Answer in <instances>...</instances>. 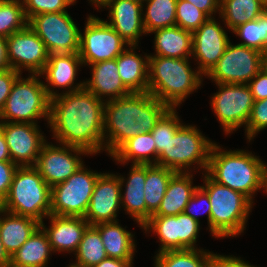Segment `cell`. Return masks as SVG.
Masks as SVG:
<instances>
[{
	"mask_svg": "<svg viewBox=\"0 0 267 267\" xmlns=\"http://www.w3.org/2000/svg\"><path fill=\"white\" fill-rule=\"evenodd\" d=\"M132 165L130 177L126 183L125 195L123 196L121 192V204L123 203L127 213L134 217L142 227L146 223V203L144 194L146 165Z\"/></svg>",
	"mask_w": 267,
	"mask_h": 267,
	"instance_id": "4316f807",
	"label": "cell"
},
{
	"mask_svg": "<svg viewBox=\"0 0 267 267\" xmlns=\"http://www.w3.org/2000/svg\"><path fill=\"white\" fill-rule=\"evenodd\" d=\"M174 108H169L156 122L155 127L152 129L151 133L156 146V157L154 163H157L158 156L166 148L167 143L170 138H173L177 129L182 125L177 117Z\"/></svg>",
	"mask_w": 267,
	"mask_h": 267,
	"instance_id": "f35d334b",
	"label": "cell"
},
{
	"mask_svg": "<svg viewBox=\"0 0 267 267\" xmlns=\"http://www.w3.org/2000/svg\"><path fill=\"white\" fill-rule=\"evenodd\" d=\"M196 249L170 250L158 253L156 267H214V254Z\"/></svg>",
	"mask_w": 267,
	"mask_h": 267,
	"instance_id": "836d02e7",
	"label": "cell"
},
{
	"mask_svg": "<svg viewBox=\"0 0 267 267\" xmlns=\"http://www.w3.org/2000/svg\"><path fill=\"white\" fill-rule=\"evenodd\" d=\"M83 64L78 52L71 54H49L48 61L42 71L47 82L56 87H71L75 80L77 67Z\"/></svg>",
	"mask_w": 267,
	"mask_h": 267,
	"instance_id": "f546056e",
	"label": "cell"
},
{
	"mask_svg": "<svg viewBox=\"0 0 267 267\" xmlns=\"http://www.w3.org/2000/svg\"><path fill=\"white\" fill-rule=\"evenodd\" d=\"M220 91L213 96L212 107L226 134L247 124L254 97L247 84L218 83Z\"/></svg>",
	"mask_w": 267,
	"mask_h": 267,
	"instance_id": "4fadbf2b",
	"label": "cell"
},
{
	"mask_svg": "<svg viewBox=\"0 0 267 267\" xmlns=\"http://www.w3.org/2000/svg\"><path fill=\"white\" fill-rule=\"evenodd\" d=\"M52 251L47 233L40 226L11 257L14 267H46Z\"/></svg>",
	"mask_w": 267,
	"mask_h": 267,
	"instance_id": "83f0119b",
	"label": "cell"
},
{
	"mask_svg": "<svg viewBox=\"0 0 267 267\" xmlns=\"http://www.w3.org/2000/svg\"><path fill=\"white\" fill-rule=\"evenodd\" d=\"M91 1L97 4L98 6H105L109 2V0H91Z\"/></svg>",
	"mask_w": 267,
	"mask_h": 267,
	"instance_id": "11a10c76",
	"label": "cell"
},
{
	"mask_svg": "<svg viewBox=\"0 0 267 267\" xmlns=\"http://www.w3.org/2000/svg\"><path fill=\"white\" fill-rule=\"evenodd\" d=\"M56 95L35 75L26 80L19 76L13 83L8 99L0 111V119H14L15 121L11 122L36 124L33 120L44 116L49 122L51 99Z\"/></svg>",
	"mask_w": 267,
	"mask_h": 267,
	"instance_id": "52a82bcc",
	"label": "cell"
},
{
	"mask_svg": "<svg viewBox=\"0 0 267 267\" xmlns=\"http://www.w3.org/2000/svg\"><path fill=\"white\" fill-rule=\"evenodd\" d=\"M70 267H86V266L75 263V264L70 265Z\"/></svg>",
	"mask_w": 267,
	"mask_h": 267,
	"instance_id": "6f0895ef",
	"label": "cell"
},
{
	"mask_svg": "<svg viewBox=\"0 0 267 267\" xmlns=\"http://www.w3.org/2000/svg\"><path fill=\"white\" fill-rule=\"evenodd\" d=\"M188 58L149 56L148 89L152 96L174 108L201 84V72L191 70ZM200 75V76H199Z\"/></svg>",
	"mask_w": 267,
	"mask_h": 267,
	"instance_id": "277c9868",
	"label": "cell"
},
{
	"mask_svg": "<svg viewBox=\"0 0 267 267\" xmlns=\"http://www.w3.org/2000/svg\"><path fill=\"white\" fill-rule=\"evenodd\" d=\"M132 261L107 257L93 267H132Z\"/></svg>",
	"mask_w": 267,
	"mask_h": 267,
	"instance_id": "f907efd6",
	"label": "cell"
},
{
	"mask_svg": "<svg viewBox=\"0 0 267 267\" xmlns=\"http://www.w3.org/2000/svg\"><path fill=\"white\" fill-rule=\"evenodd\" d=\"M150 154L156 156V146L151 132L139 133L124 142L111 156L125 163L133 159V164H152Z\"/></svg>",
	"mask_w": 267,
	"mask_h": 267,
	"instance_id": "1f68e13d",
	"label": "cell"
},
{
	"mask_svg": "<svg viewBox=\"0 0 267 267\" xmlns=\"http://www.w3.org/2000/svg\"><path fill=\"white\" fill-rule=\"evenodd\" d=\"M209 17L196 6L185 0H177L176 26L189 31H196Z\"/></svg>",
	"mask_w": 267,
	"mask_h": 267,
	"instance_id": "ab89813d",
	"label": "cell"
},
{
	"mask_svg": "<svg viewBox=\"0 0 267 267\" xmlns=\"http://www.w3.org/2000/svg\"><path fill=\"white\" fill-rule=\"evenodd\" d=\"M123 182V177L100 173L84 216L90 226L116 221L114 219L121 204Z\"/></svg>",
	"mask_w": 267,
	"mask_h": 267,
	"instance_id": "e0dca14e",
	"label": "cell"
},
{
	"mask_svg": "<svg viewBox=\"0 0 267 267\" xmlns=\"http://www.w3.org/2000/svg\"><path fill=\"white\" fill-rule=\"evenodd\" d=\"M259 1L267 9V0H259Z\"/></svg>",
	"mask_w": 267,
	"mask_h": 267,
	"instance_id": "9f6ffc18",
	"label": "cell"
},
{
	"mask_svg": "<svg viewBox=\"0 0 267 267\" xmlns=\"http://www.w3.org/2000/svg\"><path fill=\"white\" fill-rule=\"evenodd\" d=\"M80 32L79 55L84 64L113 60L125 49L128 43L105 21L89 16L84 29Z\"/></svg>",
	"mask_w": 267,
	"mask_h": 267,
	"instance_id": "7c38bea8",
	"label": "cell"
},
{
	"mask_svg": "<svg viewBox=\"0 0 267 267\" xmlns=\"http://www.w3.org/2000/svg\"><path fill=\"white\" fill-rule=\"evenodd\" d=\"M205 186H200L209 196L211 204V232L213 236H236L245 228L252 201L241 192L221 185L208 174Z\"/></svg>",
	"mask_w": 267,
	"mask_h": 267,
	"instance_id": "8992f818",
	"label": "cell"
},
{
	"mask_svg": "<svg viewBox=\"0 0 267 267\" xmlns=\"http://www.w3.org/2000/svg\"><path fill=\"white\" fill-rule=\"evenodd\" d=\"M261 62V51L229 42L224 54L206 75L216 84H248L261 71Z\"/></svg>",
	"mask_w": 267,
	"mask_h": 267,
	"instance_id": "8fae6325",
	"label": "cell"
},
{
	"mask_svg": "<svg viewBox=\"0 0 267 267\" xmlns=\"http://www.w3.org/2000/svg\"><path fill=\"white\" fill-rule=\"evenodd\" d=\"M246 127L249 141L257 132L267 127V98L254 101Z\"/></svg>",
	"mask_w": 267,
	"mask_h": 267,
	"instance_id": "b9f144b4",
	"label": "cell"
},
{
	"mask_svg": "<svg viewBox=\"0 0 267 267\" xmlns=\"http://www.w3.org/2000/svg\"><path fill=\"white\" fill-rule=\"evenodd\" d=\"M28 25L44 42L49 54L79 51L80 30L67 11L35 15Z\"/></svg>",
	"mask_w": 267,
	"mask_h": 267,
	"instance_id": "30bf717a",
	"label": "cell"
},
{
	"mask_svg": "<svg viewBox=\"0 0 267 267\" xmlns=\"http://www.w3.org/2000/svg\"><path fill=\"white\" fill-rule=\"evenodd\" d=\"M247 85L254 100H264L267 98V73L262 69Z\"/></svg>",
	"mask_w": 267,
	"mask_h": 267,
	"instance_id": "bcb514c9",
	"label": "cell"
},
{
	"mask_svg": "<svg viewBox=\"0 0 267 267\" xmlns=\"http://www.w3.org/2000/svg\"><path fill=\"white\" fill-rule=\"evenodd\" d=\"M110 7V23L106 21L130 47L137 45L143 26L142 2L139 0H109L104 7Z\"/></svg>",
	"mask_w": 267,
	"mask_h": 267,
	"instance_id": "ffe728a7",
	"label": "cell"
},
{
	"mask_svg": "<svg viewBox=\"0 0 267 267\" xmlns=\"http://www.w3.org/2000/svg\"><path fill=\"white\" fill-rule=\"evenodd\" d=\"M203 11L208 17H212L213 12L220 10V0H185ZM217 9V10H216Z\"/></svg>",
	"mask_w": 267,
	"mask_h": 267,
	"instance_id": "c3c4849f",
	"label": "cell"
},
{
	"mask_svg": "<svg viewBox=\"0 0 267 267\" xmlns=\"http://www.w3.org/2000/svg\"><path fill=\"white\" fill-rule=\"evenodd\" d=\"M18 166L12 161H0V204L7 197Z\"/></svg>",
	"mask_w": 267,
	"mask_h": 267,
	"instance_id": "7bdbcfd3",
	"label": "cell"
},
{
	"mask_svg": "<svg viewBox=\"0 0 267 267\" xmlns=\"http://www.w3.org/2000/svg\"><path fill=\"white\" fill-rule=\"evenodd\" d=\"M11 69L8 61L7 41L5 37L0 36V71Z\"/></svg>",
	"mask_w": 267,
	"mask_h": 267,
	"instance_id": "681fc988",
	"label": "cell"
},
{
	"mask_svg": "<svg viewBox=\"0 0 267 267\" xmlns=\"http://www.w3.org/2000/svg\"><path fill=\"white\" fill-rule=\"evenodd\" d=\"M3 212L0 208V214ZM40 226L34 218L10 212L6 218H0V236L8 255L12 257Z\"/></svg>",
	"mask_w": 267,
	"mask_h": 267,
	"instance_id": "603a6c76",
	"label": "cell"
},
{
	"mask_svg": "<svg viewBox=\"0 0 267 267\" xmlns=\"http://www.w3.org/2000/svg\"><path fill=\"white\" fill-rule=\"evenodd\" d=\"M99 175L82 165L66 181L52 186L50 214L84 218Z\"/></svg>",
	"mask_w": 267,
	"mask_h": 267,
	"instance_id": "9c48e42d",
	"label": "cell"
},
{
	"mask_svg": "<svg viewBox=\"0 0 267 267\" xmlns=\"http://www.w3.org/2000/svg\"><path fill=\"white\" fill-rule=\"evenodd\" d=\"M147 12L143 18L146 33L176 26L177 0H146Z\"/></svg>",
	"mask_w": 267,
	"mask_h": 267,
	"instance_id": "e575fe53",
	"label": "cell"
},
{
	"mask_svg": "<svg viewBox=\"0 0 267 267\" xmlns=\"http://www.w3.org/2000/svg\"><path fill=\"white\" fill-rule=\"evenodd\" d=\"M51 187L34 166H18L7 197L0 204L4 213L28 216L42 222L50 215Z\"/></svg>",
	"mask_w": 267,
	"mask_h": 267,
	"instance_id": "5b68a950",
	"label": "cell"
},
{
	"mask_svg": "<svg viewBox=\"0 0 267 267\" xmlns=\"http://www.w3.org/2000/svg\"><path fill=\"white\" fill-rule=\"evenodd\" d=\"M68 150H73L72 152L77 154H89L84 149L68 145L56 147L45 143L42 146L34 167L50 187L66 181L83 164L78 156L71 154Z\"/></svg>",
	"mask_w": 267,
	"mask_h": 267,
	"instance_id": "ac0fdd59",
	"label": "cell"
},
{
	"mask_svg": "<svg viewBox=\"0 0 267 267\" xmlns=\"http://www.w3.org/2000/svg\"><path fill=\"white\" fill-rule=\"evenodd\" d=\"M265 177H266V188H265V190L267 192V173H265Z\"/></svg>",
	"mask_w": 267,
	"mask_h": 267,
	"instance_id": "680465c9",
	"label": "cell"
},
{
	"mask_svg": "<svg viewBox=\"0 0 267 267\" xmlns=\"http://www.w3.org/2000/svg\"><path fill=\"white\" fill-rule=\"evenodd\" d=\"M228 43L225 31L209 17L192 33V54L200 61L198 71L206 75L224 54Z\"/></svg>",
	"mask_w": 267,
	"mask_h": 267,
	"instance_id": "d6986e66",
	"label": "cell"
},
{
	"mask_svg": "<svg viewBox=\"0 0 267 267\" xmlns=\"http://www.w3.org/2000/svg\"><path fill=\"white\" fill-rule=\"evenodd\" d=\"M153 32L156 34V56L184 59L192 55V32L179 26L161 28Z\"/></svg>",
	"mask_w": 267,
	"mask_h": 267,
	"instance_id": "d4e9b609",
	"label": "cell"
},
{
	"mask_svg": "<svg viewBox=\"0 0 267 267\" xmlns=\"http://www.w3.org/2000/svg\"><path fill=\"white\" fill-rule=\"evenodd\" d=\"M261 66H262V70L267 73V47L262 52Z\"/></svg>",
	"mask_w": 267,
	"mask_h": 267,
	"instance_id": "db71d44e",
	"label": "cell"
},
{
	"mask_svg": "<svg viewBox=\"0 0 267 267\" xmlns=\"http://www.w3.org/2000/svg\"><path fill=\"white\" fill-rule=\"evenodd\" d=\"M159 235L162 246L159 253L170 250L195 249L199 222L185 213L175 216H151L143 225Z\"/></svg>",
	"mask_w": 267,
	"mask_h": 267,
	"instance_id": "9a60e30c",
	"label": "cell"
},
{
	"mask_svg": "<svg viewBox=\"0 0 267 267\" xmlns=\"http://www.w3.org/2000/svg\"><path fill=\"white\" fill-rule=\"evenodd\" d=\"M20 75L19 72L13 69L0 71V111L8 99L13 83Z\"/></svg>",
	"mask_w": 267,
	"mask_h": 267,
	"instance_id": "ee69618b",
	"label": "cell"
},
{
	"mask_svg": "<svg viewBox=\"0 0 267 267\" xmlns=\"http://www.w3.org/2000/svg\"><path fill=\"white\" fill-rule=\"evenodd\" d=\"M176 172L156 164L146 165V222L158 210L171 177Z\"/></svg>",
	"mask_w": 267,
	"mask_h": 267,
	"instance_id": "4dcf8cb0",
	"label": "cell"
},
{
	"mask_svg": "<svg viewBox=\"0 0 267 267\" xmlns=\"http://www.w3.org/2000/svg\"><path fill=\"white\" fill-rule=\"evenodd\" d=\"M92 65V79L84 82V88L96 97L108 95L110 100L127 96L132 92L124 85L118 73L116 59L100 61Z\"/></svg>",
	"mask_w": 267,
	"mask_h": 267,
	"instance_id": "7402d4cb",
	"label": "cell"
},
{
	"mask_svg": "<svg viewBox=\"0 0 267 267\" xmlns=\"http://www.w3.org/2000/svg\"><path fill=\"white\" fill-rule=\"evenodd\" d=\"M133 53V50L125 49L118 57L116 64L118 73L124 85L131 92H147L149 61ZM146 60V61H145Z\"/></svg>",
	"mask_w": 267,
	"mask_h": 267,
	"instance_id": "484cf974",
	"label": "cell"
},
{
	"mask_svg": "<svg viewBox=\"0 0 267 267\" xmlns=\"http://www.w3.org/2000/svg\"><path fill=\"white\" fill-rule=\"evenodd\" d=\"M192 175L176 172L170 179L158 210L152 216H175L184 213L196 186L192 187Z\"/></svg>",
	"mask_w": 267,
	"mask_h": 267,
	"instance_id": "cb8c5ba5",
	"label": "cell"
},
{
	"mask_svg": "<svg viewBox=\"0 0 267 267\" xmlns=\"http://www.w3.org/2000/svg\"><path fill=\"white\" fill-rule=\"evenodd\" d=\"M27 25L23 1L0 0V36L7 38Z\"/></svg>",
	"mask_w": 267,
	"mask_h": 267,
	"instance_id": "8d00e7d4",
	"label": "cell"
},
{
	"mask_svg": "<svg viewBox=\"0 0 267 267\" xmlns=\"http://www.w3.org/2000/svg\"><path fill=\"white\" fill-rule=\"evenodd\" d=\"M0 128L5 136L12 162L22 167L35 166L42 146L46 143L37 124L1 121Z\"/></svg>",
	"mask_w": 267,
	"mask_h": 267,
	"instance_id": "2e32d148",
	"label": "cell"
},
{
	"mask_svg": "<svg viewBox=\"0 0 267 267\" xmlns=\"http://www.w3.org/2000/svg\"><path fill=\"white\" fill-rule=\"evenodd\" d=\"M214 267H254L240 260V258L214 254Z\"/></svg>",
	"mask_w": 267,
	"mask_h": 267,
	"instance_id": "7dc6e473",
	"label": "cell"
},
{
	"mask_svg": "<svg viewBox=\"0 0 267 267\" xmlns=\"http://www.w3.org/2000/svg\"><path fill=\"white\" fill-rule=\"evenodd\" d=\"M233 32L245 41L239 45L263 52L267 47V9L257 19L238 26Z\"/></svg>",
	"mask_w": 267,
	"mask_h": 267,
	"instance_id": "74e56055",
	"label": "cell"
},
{
	"mask_svg": "<svg viewBox=\"0 0 267 267\" xmlns=\"http://www.w3.org/2000/svg\"><path fill=\"white\" fill-rule=\"evenodd\" d=\"M76 0H23L27 20L42 13L65 12Z\"/></svg>",
	"mask_w": 267,
	"mask_h": 267,
	"instance_id": "60d3db41",
	"label": "cell"
},
{
	"mask_svg": "<svg viewBox=\"0 0 267 267\" xmlns=\"http://www.w3.org/2000/svg\"><path fill=\"white\" fill-rule=\"evenodd\" d=\"M8 61L11 69L21 72V67L40 76L49 58L44 42L27 25L24 29L12 33L6 38Z\"/></svg>",
	"mask_w": 267,
	"mask_h": 267,
	"instance_id": "5bb4252c",
	"label": "cell"
},
{
	"mask_svg": "<svg viewBox=\"0 0 267 267\" xmlns=\"http://www.w3.org/2000/svg\"><path fill=\"white\" fill-rule=\"evenodd\" d=\"M105 104L104 132H109L106 148L111 155L128 139L139 133L151 132L156 122L169 109L149 92H132L108 100Z\"/></svg>",
	"mask_w": 267,
	"mask_h": 267,
	"instance_id": "7a4b0ae2",
	"label": "cell"
},
{
	"mask_svg": "<svg viewBox=\"0 0 267 267\" xmlns=\"http://www.w3.org/2000/svg\"><path fill=\"white\" fill-rule=\"evenodd\" d=\"M51 226L45 229L43 221L41 227L47 233L52 251H77L84 231L89 223L83 217L49 215Z\"/></svg>",
	"mask_w": 267,
	"mask_h": 267,
	"instance_id": "44dd1931",
	"label": "cell"
},
{
	"mask_svg": "<svg viewBox=\"0 0 267 267\" xmlns=\"http://www.w3.org/2000/svg\"><path fill=\"white\" fill-rule=\"evenodd\" d=\"M212 146L213 143L203 137L197 128L181 125L158 156L156 165L184 172L182 167L185 169L197 163L207 170Z\"/></svg>",
	"mask_w": 267,
	"mask_h": 267,
	"instance_id": "ba28073f",
	"label": "cell"
},
{
	"mask_svg": "<svg viewBox=\"0 0 267 267\" xmlns=\"http://www.w3.org/2000/svg\"><path fill=\"white\" fill-rule=\"evenodd\" d=\"M100 233L108 257L132 261L135 244L133 235L118 225L117 221L94 226Z\"/></svg>",
	"mask_w": 267,
	"mask_h": 267,
	"instance_id": "f1b7e54d",
	"label": "cell"
},
{
	"mask_svg": "<svg viewBox=\"0 0 267 267\" xmlns=\"http://www.w3.org/2000/svg\"><path fill=\"white\" fill-rule=\"evenodd\" d=\"M213 144L207 174L217 183L241 192L252 201V194L266 188L265 164L243 150L220 151ZM219 150V152H218Z\"/></svg>",
	"mask_w": 267,
	"mask_h": 267,
	"instance_id": "3957f363",
	"label": "cell"
},
{
	"mask_svg": "<svg viewBox=\"0 0 267 267\" xmlns=\"http://www.w3.org/2000/svg\"><path fill=\"white\" fill-rule=\"evenodd\" d=\"M77 264L93 267L107 258V254L99 231L94 226H88L75 253Z\"/></svg>",
	"mask_w": 267,
	"mask_h": 267,
	"instance_id": "d590c367",
	"label": "cell"
},
{
	"mask_svg": "<svg viewBox=\"0 0 267 267\" xmlns=\"http://www.w3.org/2000/svg\"><path fill=\"white\" fill-rule=\"evenodd\" d=\"M0 161H12L5 136L0 128Z\"/></svg>",
	"mask_w": 267,
	"mask_h": 267,
	"instance_id": "816d5d0a",
	"label": "cell"
},
{
	"mask_svg": "<svg viewBox=\"0 0 267 267\" xmlns=\"http://www.w3.org/2000/svg\"><path fill=\"white\" fill-rule=\"evenodd\" d=\"M10 262H11V257L6 252L0 236V267H8L10 265Z\"/></svg>",
	"mask_w": 267,
	"mask_h": 267,
	"instance_id": "f5cc1de1",
	"label": "cell"
},
{
	"mask_svg": "<svg viewBox=\"0 0 267 267\" xmlns=\"http://www.w3.org/2000/svg\"><path fill=\"white\" fill-rule=\"evenodd\" d=\"M200 201H204L205 202V204H204V205H206V211L205 212H207L208 224H209V227H210V230H211V204H210V201H209L208 194L200 186H198L197 189L194 191L192 197L190 198L189 202L186 205L184 213L186 215H189L191 218H193L194 220L199 222L198 217L196 216V214H194L195 212H193L194 209H192V205L194 203H197V202H200Z\"/></svg>",
	"mask_w": 267,
	"mask_h": 267,
	"instance_id": "f6af8a7d",
	"label": "cell"
},
{
	"mask_svg": "<svg viewBox=\"0 0 267 267\" xmlns=\"http://www.w3.org/2000/svg\"><path fill=\"white\" fill-rule=\"evenodd\" d=\"M219 8L222 18L231 30L257 19L266 9L259 0H220Z\"/></svg>",
	"mask_w": 267,
	"mask_h": 267,
	"instance_id": "d6a6232c",
	"label": "cell"
},
{
	"mask_svg": "<svg viewBox=\"0 0 267 267\" xmlns=\"http://www.w3.org/2000/svg\"><path fill=\"white\" fill-rule=\"evenodd\" d=\"M68 91L51 99L49 124L54 137L62 145L96 154L105 137V103L86 90L84 82Z\"/></svg>",
	"mask_w": 267,
	"mask_h": 267,
	"instance_id": "6da1fadb",
	"label": "cell"
}]
</instances>
